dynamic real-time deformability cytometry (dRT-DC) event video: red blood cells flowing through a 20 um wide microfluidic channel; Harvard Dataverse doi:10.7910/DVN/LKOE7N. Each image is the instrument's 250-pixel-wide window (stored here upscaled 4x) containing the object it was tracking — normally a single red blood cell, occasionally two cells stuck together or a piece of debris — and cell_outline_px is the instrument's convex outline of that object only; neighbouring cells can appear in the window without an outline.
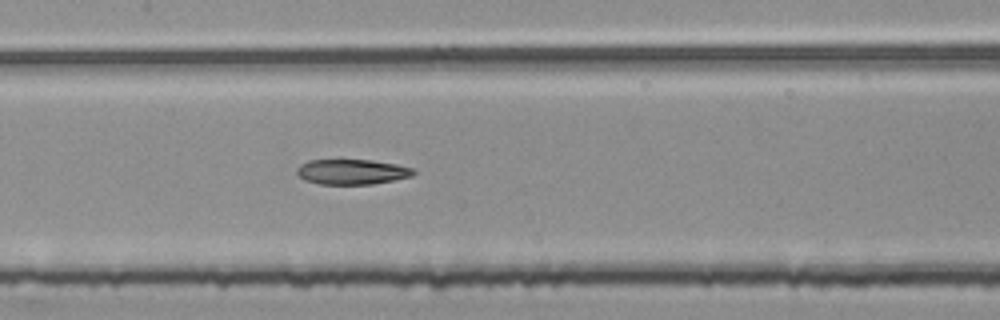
{"species": "common noctule bat (a hibernating species)", "species_latin": "Nyctalus noctula", "temperature_condition": "room temperature", "stored_images_in_passage": 54, "segment_of_instrument_passage": [2, 2], "camera_frame_rate_fps": 3000, "um_per_image_px": 0.085, "animal": {"sex": "female", "body_mass_g": 25.1}, "frame": {"image": 1, "passage_image": 26, "time_ms": 8.333, "image_size_px": [1000, 320], "cell_outline_px": [[416, 172], [412, 176], [396, 180], [372, 184], [320, 184], [304, 180], [296, 172], [296, 168], [300, 164], [308, 160], [372, 160], [396, 164], [412, 168]], "centroid_in_image_um": [29.91, 14.6], "position_along_channel_um": 177.5, "area_um2": 17.17}}
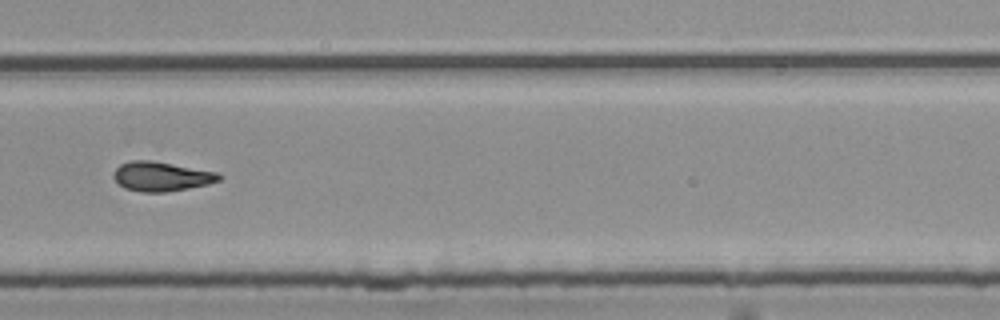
{"frame": {"image": 2, "passage_image": 37, "time_ms": 12.0, "image_size_px": [1000, 320], "cell_outline_px": [[224, 176], [220, 180], [208, 184], [188, 188], [164, 192], [140, 192], [124, 188], [112, 176], [116, 168], [120, 164], [132, 160], [152, 160], [220, 172]], "centroid_in_image_um": [13.75, 14.99], "position_along_channel_um": 316.0, "area_um2": 18.26}}
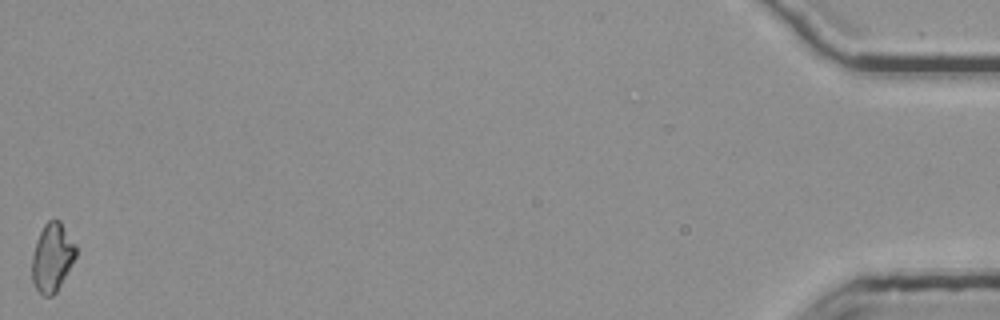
{"frame": {"image": 3, "passage_image": 54, "time_ms": 17.667, "image_size_px": [1000, 320], "cell_outline_px": [[76, 256], [56, 292], [52, 296], [44, 296], [36, 288], [32, 280], [32, 256], [36, 240], [44, 224], [48, 220], [60, 220], [76, 244]], "centroid_in_image_um": [4.43, 21.86], "position_along_channel_um": 430.8, "area_um2": 17.4}}